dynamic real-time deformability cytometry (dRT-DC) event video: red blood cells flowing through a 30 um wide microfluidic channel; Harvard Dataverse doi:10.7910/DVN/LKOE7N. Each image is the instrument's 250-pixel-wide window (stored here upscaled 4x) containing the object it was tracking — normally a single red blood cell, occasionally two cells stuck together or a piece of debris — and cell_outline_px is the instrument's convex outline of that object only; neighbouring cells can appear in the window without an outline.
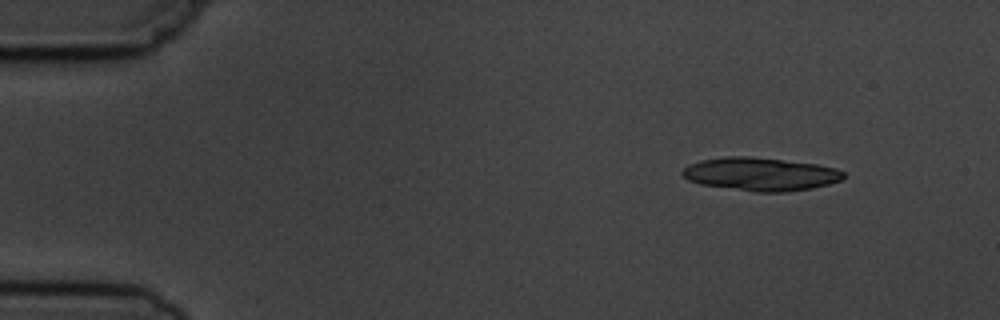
{"species": "common noctule bat (a hibernating species)", "species_latin": "Nyctalus noctula", "temperature_condition": "cold", "stored_images_in_passage": 3, "camera_frame_rate_fps": 3000, "um_per_image_px": 0.085, "animal": {"sex": "male", "body_mass_g": 19.5, "forearm_length_mm": 54.6}, "frame": {"image": 1, "passage_image": 1, "time_ms": 0.0, "image_size_px": [1000, 320], "cell_outline_px": [[844, 176], [840, 180], [828, 184], [812, 188], [788, 192], [756, 192], [700, 184], [688, 180], [680, 172], [688, 164], [700, 160], [724, 156], [752, 156], [816, 164], [836, 168], [844, 172]], "centroid_in_image_um": [64.62, 14.79], "position_along_channel_um": 20.4, "area_um2": 31.27}}